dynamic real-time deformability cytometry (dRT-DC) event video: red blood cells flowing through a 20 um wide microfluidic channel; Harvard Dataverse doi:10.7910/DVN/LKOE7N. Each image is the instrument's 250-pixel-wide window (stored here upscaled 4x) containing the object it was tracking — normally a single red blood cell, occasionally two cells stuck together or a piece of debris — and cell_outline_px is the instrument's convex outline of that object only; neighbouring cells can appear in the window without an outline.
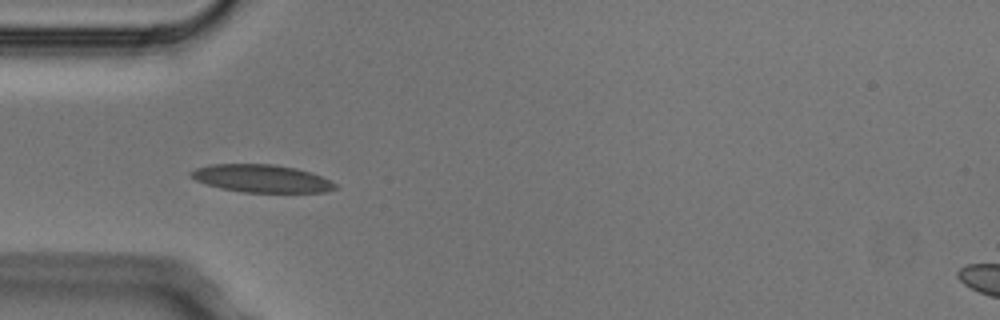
{"species": "Egyptian fruit bat (a non-hibernating species)", "species_latin": "Rousettus aegyptiacus", "temperature_condition": "cold", "stored_images_in_passage": 3, "camera_frame_rate_fps": 3000, "um_per_image_px": 0.085, "animal": {"sex": "male"}, "frame": {"image": 1, "passage_image": 3, "time_ms": 0.667, "image_size_px": [1000, 320], "cell_outline_px": [[336, 188], [324, 192], [244, 192], [220, 188], [196, 180], [188, 172], [196, 168], [212, 164], [272, 164], [296, 168], [320, 176], [336, 184]], "centroid_in_image_um": [22.2, 15.17], "position_along_channel_um": 62.8, "area_um2": 22.95}}